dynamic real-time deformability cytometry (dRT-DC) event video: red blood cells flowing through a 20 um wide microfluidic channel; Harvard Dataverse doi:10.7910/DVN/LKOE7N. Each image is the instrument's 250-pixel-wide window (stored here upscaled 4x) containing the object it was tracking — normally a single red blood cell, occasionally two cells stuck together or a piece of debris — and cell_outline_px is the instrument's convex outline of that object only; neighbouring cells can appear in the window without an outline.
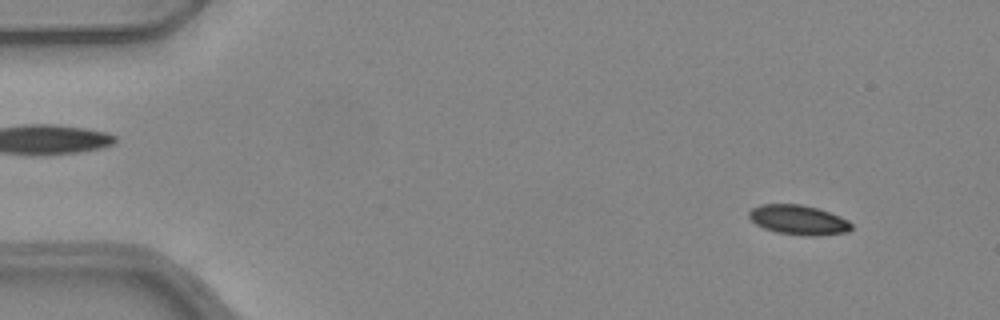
{"species": "common noctule bat (a hibernating species)", "species_latin": "Nyctalus noctula", "temperature_condition": "warm", "stored_images_in_passage": 17, "camera_frame_rate_fps": 3000, "um_per_image_px": 0.085, "animal": {"sex": "female", "body_mass_g": 24.6, "forearm_length_mm": 56.2}, "frame": {"image": 1, "passage_image": 5, "time_ms": 1.333, "image_size_px": [1000, 320], "cell_outline_px": [[852, 228], [848, 232], [816, 236], [804, 236], [776, 232], [764, 228], [756, 224], [748, 216], [748, 212], [752, 208], [760, 204], [800, 204], [816, 208], [840, 216], [848, 220], [852, 224]], "centroid_in_image_um": [67.87, 18.7], "position_along_channel_um": 17.1, "area_um2": 17.74}}
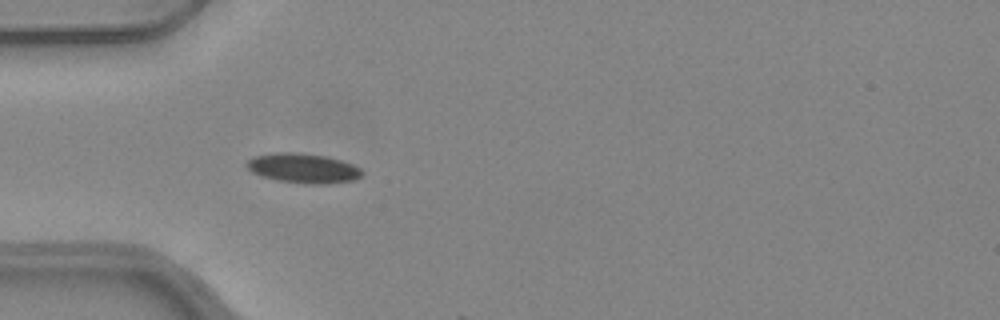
{"frame": {"image": 2, "passage_image": 16, "time_ms": 5.0, "image_size_px": [1000, 320], "cell_outline_px": [[364, 172], [356, 180], [328, 184], [304, 184], [276, 180], [260, 176], [252, 172], [244, 164], [248, 160], [256, 156], [276, 152], [296, 152], [324, 156], [340, 160], [352, 164], [360, 168]], "centroid_in_image_um": [25.77, 14.31], "position_along_channel_um": 59.2, "area_um2": 20.06}}